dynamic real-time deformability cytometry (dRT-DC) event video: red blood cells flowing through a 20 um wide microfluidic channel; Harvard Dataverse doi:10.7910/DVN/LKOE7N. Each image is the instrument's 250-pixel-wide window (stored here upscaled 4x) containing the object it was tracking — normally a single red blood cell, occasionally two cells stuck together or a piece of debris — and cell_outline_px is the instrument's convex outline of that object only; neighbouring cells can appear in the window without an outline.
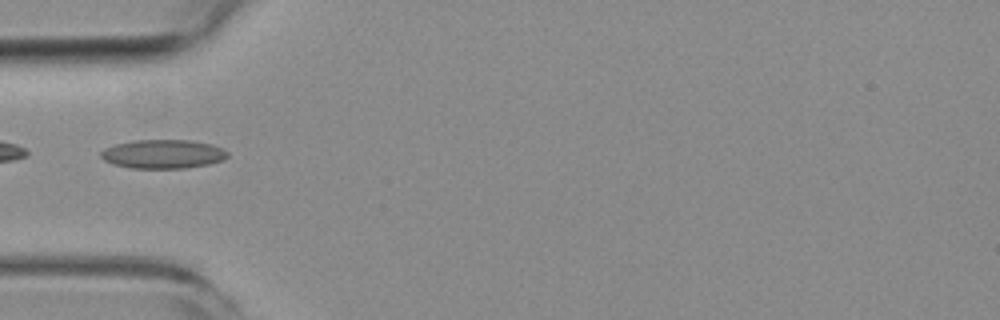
{"species": "common noctule bat (a hibernating species)", "species_latin": "Nyctalus noctula", "temperature_condition": "room temperature", "stored_images_in_passage": 3, "camera_frame_rate_fps": 3000, "um_per_image_px": 0.085, "animal": {"sex": "female", "body_mass_g": 19.3, "forearm_length_mm": 54.1}, "frame": {"image": 1, "passage_image": 3, "time_ms": 3.0, "image_size_px": [1000, 320], "cell_outline_px": [[228, 156], [224, 160], [208, 164], [184, 168], [132, 168], [112, 164], [104, 160], [100, 156], [100, 152], [104, 148], [116, 144], [132, 140], [188, 140], [212, 144], [224, 148], [228, 152]], "centroid_in_image_um": [13.86, 13.09], "position_along_channel_um": 71.1, "area_um2": 21.44}}